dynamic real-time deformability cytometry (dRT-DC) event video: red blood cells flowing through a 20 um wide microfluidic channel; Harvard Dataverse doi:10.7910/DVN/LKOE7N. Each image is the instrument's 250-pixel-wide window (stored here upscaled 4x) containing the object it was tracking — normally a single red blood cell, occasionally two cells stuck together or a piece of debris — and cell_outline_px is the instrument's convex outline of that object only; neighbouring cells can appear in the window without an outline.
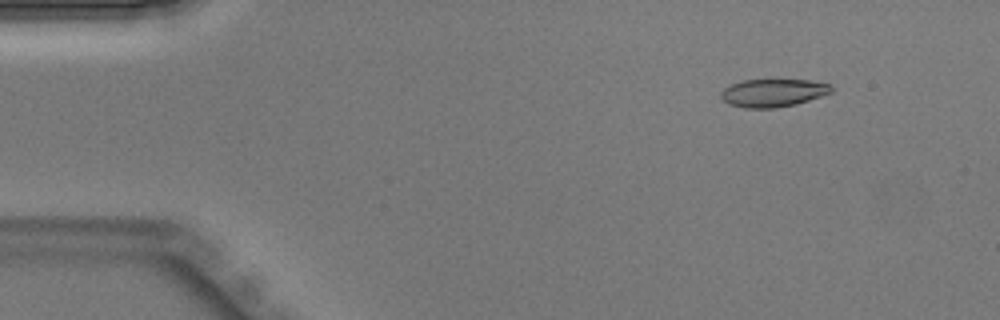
{"species": "Egyptian fruit bat (a non-hibernating species)", "species_latin": "Rousettus aegyptiacus", "temperature_condition": "warm", "stored_images_in_passage": 43, "camera_frame_rate_fps": 3000, "um_per_image_px": 0.085, "animal": {"sex": "male"}, "frame": {"image": 1, "passage_image": 5, "time_ms": 1.333, "image_size_px": [1000, 320], "cell_outline_px": [[832, 92], [796, 104], [776, 108], [744, 108], [728, 104], [720, 96], [720, 92], [724, 88], [740, 80], [808, 80], [832, 84]], "centroid_in_image_um": [65.69, 7.89], "position_along_channel_um": 19.3, "area_um2": 17.98}}
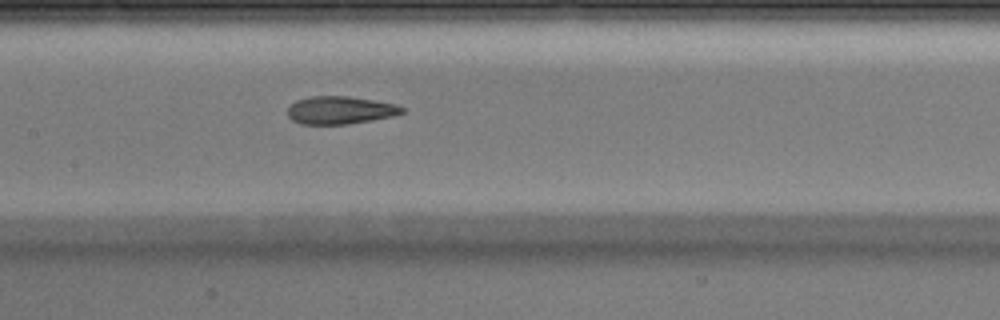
{"frame": {"image": 2, "passage_image": 21, "time_ms": 6.667, "image_size_px": [1000, 320], "cell_outline_px": [[408, 108], [404, 112], [392, 116], [372, 120], [348, 124], [300, 124], [292, 120], [288, 116], [288, 108], [296, 100], [312, 96], [348, 96], [396, 104]], "centroid_in_image_um": [28.93, 9.36], "position_along_channel_um": 178.5, "area_um2": 18.55}}
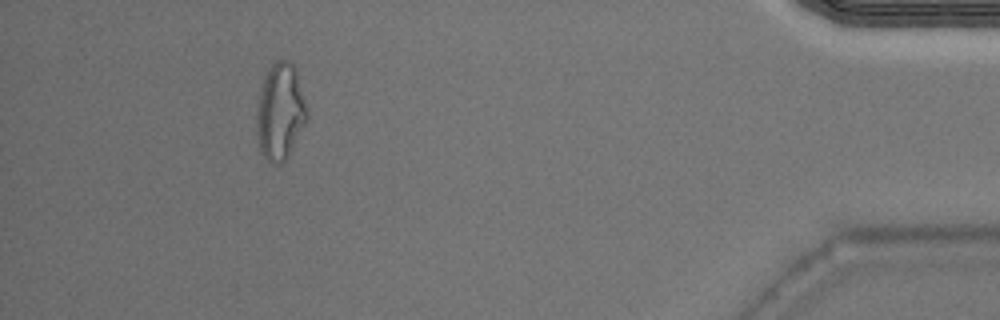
{"frame": {"image": 3, "passage_image": 40, "time_ms": 13.0, "image_size_px": [1000, 320], "cell_outline_px": [[308, 120], [288, 156], [284, 160], [276, 164], [272, 164], [260, 152], [256, 132], [256, 112], [260, 92], [264, 80], [272, 64], [276, 60], [288, 60], [292, 64], [296, 72], [308, 112]], "centroid_in_image_um": [23.81, 9.53], "position_along_channel_um": 411.4, "area_um2": 28.09}}